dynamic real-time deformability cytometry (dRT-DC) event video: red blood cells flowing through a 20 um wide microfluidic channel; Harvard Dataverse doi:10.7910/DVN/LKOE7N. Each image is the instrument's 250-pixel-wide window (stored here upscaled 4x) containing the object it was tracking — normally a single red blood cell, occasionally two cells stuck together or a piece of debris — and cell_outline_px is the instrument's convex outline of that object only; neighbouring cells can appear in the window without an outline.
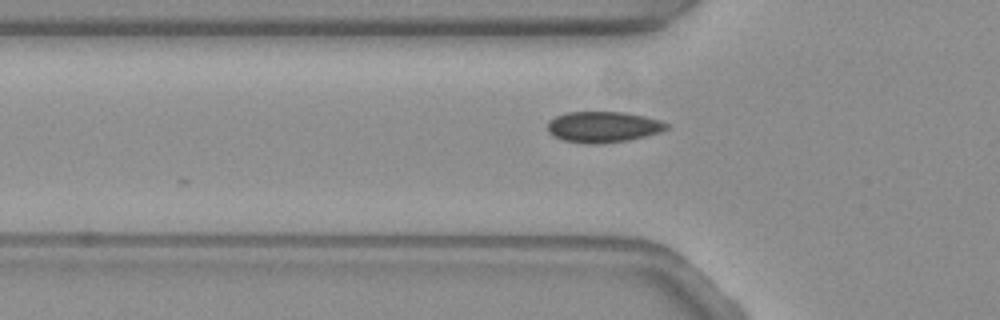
{"species": "common noctule bat (a hibernating species)", "species_latin": "Nyctalus noctula", "temperature_condition": "warm", "stored_images_in_passage": 20, "camera_frame_rate_fps": 3000, "um_per_image_px": 0.085, "animal": {"sex": "female", "body_mass_g": 19.3, "forearm_length_mm": 54.1}, "frame": {"image": 1, "passage_image": 3, "time_ms": 0.667, "image_size_px": [1000, 320], "cell_outline_px": [[668, 128], [660, 132], [628, 140], [564, 140], [548, 132], [548, 120], [556, 116], [568, 112], [624, 112], [644, 116], [660, 120], [668, 124]], "centroid_in_image_um": [51.3, 10.72], "position_along_channel_um": 74.5, "area_um2": 20.23}}
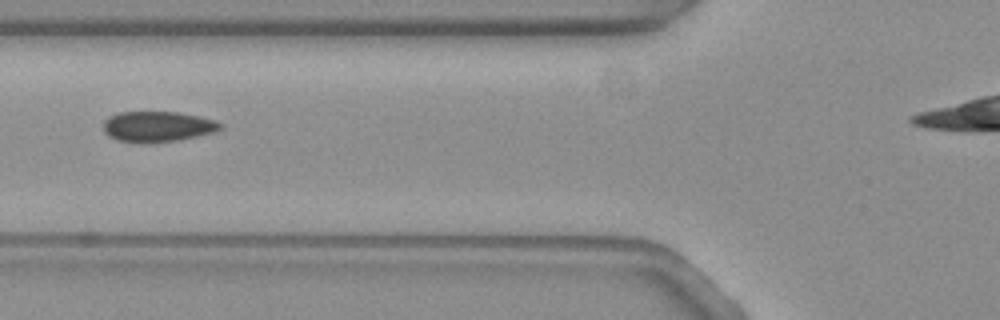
{"frame": {"image": 2, "passage_image": 6, "time_ms": 1.667, "image_size_px": [1000, 320], "cell_outline_px": [[224, 128], [216, 132], [176, 140], [116, 140], [108, 136], [104, 132], [104, 120], [108, 116], [120, 112], [180, 112], [200, 116], [216, 120], [224, 124]], "centroid_in_image_um": [13.46, 10.71], "position_along_channel_um": 112.3, "area_um2": 20.35}}